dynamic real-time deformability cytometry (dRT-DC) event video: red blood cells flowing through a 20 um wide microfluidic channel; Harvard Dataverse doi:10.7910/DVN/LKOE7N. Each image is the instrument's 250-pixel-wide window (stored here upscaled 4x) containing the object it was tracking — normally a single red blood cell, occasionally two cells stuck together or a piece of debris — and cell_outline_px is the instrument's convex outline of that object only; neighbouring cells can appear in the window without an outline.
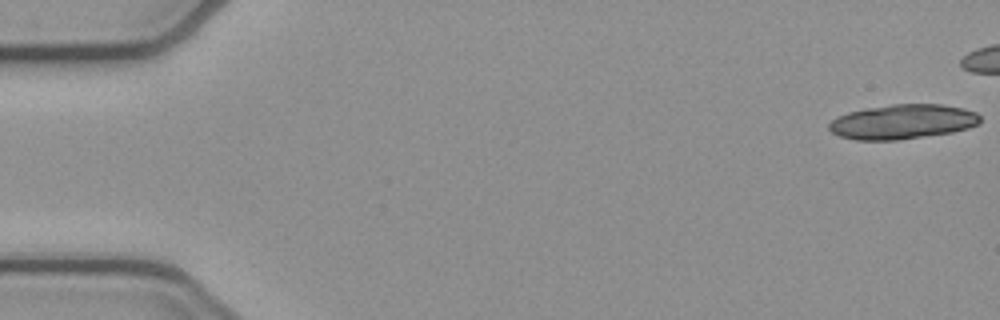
{"species": "common noctule bat (a hibernating species)", "species_latin": "Nyctalus noctula", "temperature_condition": "cold", "stored_images_in_passage": 24, "camera_frame_rate_fps": 3000, "um_per_image_px": 0.085, "animal": {"sex": "female", "body_mass_g": 21.9}, "frame": {"image": 1, "passage_image": 1, "time_ms": 0.0, "image_size_px": [1000, 320], "cell_outline_px": [[980, 124], [968, 128], [952, 132], [896, 140], [856, 140], [840, 136], [832, 132], [828, 128], [828, 124], [836, 116], [848, 112], [868, 108], [892, 104], [940, 104], [964, 108], [976, 112], [980, 116]], "centroid_in_image_um": [76.72, 10.34], "position_along_channel_um": 8.3, "area_um2": 30.52}}